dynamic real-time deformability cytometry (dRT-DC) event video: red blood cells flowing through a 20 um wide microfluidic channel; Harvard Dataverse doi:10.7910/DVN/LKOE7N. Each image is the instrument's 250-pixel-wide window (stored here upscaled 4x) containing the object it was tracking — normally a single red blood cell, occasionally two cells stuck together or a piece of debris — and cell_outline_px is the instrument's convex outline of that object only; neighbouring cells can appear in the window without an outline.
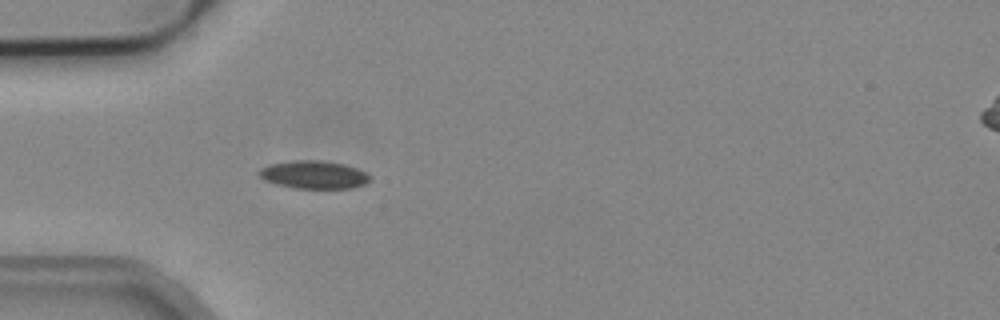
{"species": "common noctule bat (a hibernating species)", "species_latin": "Nyctalus noctula", "temperature_condition": "cold", "stored_images_in_passage": 4, "camera_frame_rate_fps": 3000, "um_per_image_px": 0.085, "animal": {"sex": "male", "body_mass_g": 19.2, "forearm_length_mm": 51.8}, "frame": {"image": 1, "passage_image": 4, "time_ms": 1.0, "image_size_px": [1000, 320], "cell_outline_px": [[372, 176], [364, 184], [352, 188], [292, 188], [276, 184], [264, 180], [256, 172], [260, 168], [268, 164], [292, 160], [320, 160], [344, 164], [356, 168]], "centroid_in_image_um": [26.62, 14.84], "position_along_channel_um": 58.4, "area_um2": 18.15}}